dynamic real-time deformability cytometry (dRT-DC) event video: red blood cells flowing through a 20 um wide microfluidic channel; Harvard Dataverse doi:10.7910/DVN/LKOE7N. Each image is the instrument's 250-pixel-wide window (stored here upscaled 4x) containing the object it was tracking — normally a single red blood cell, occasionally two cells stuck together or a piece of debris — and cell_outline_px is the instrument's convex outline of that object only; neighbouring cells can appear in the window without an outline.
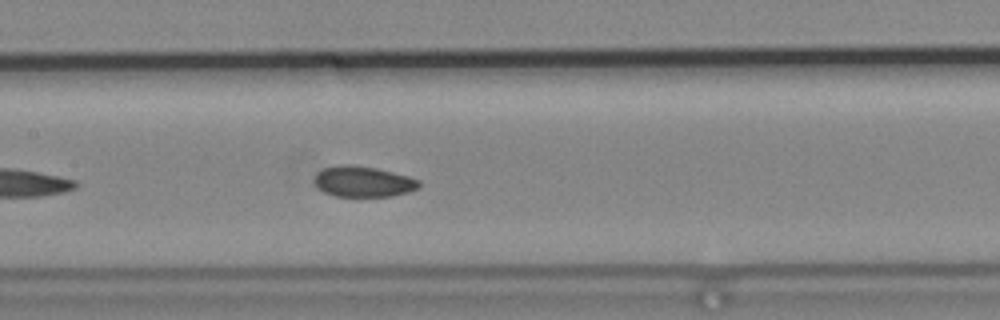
{"species": "common noctule bat (a hibernating species)", "species_latin": "Nyctalus noctula", "temperature_condition": "cold", "stored_images_in_passage": 7, "camera_frame_rate_fps": 3000, "um_per_image_px": 0.085, "animal": {"sex": "male", "body_mass_g": 19.2, "forearm_length_mm": 51.8}, "frame": {"image": 1, "passage_image": 7, "time_ms": 2.0, "image_size_px": [1000, 320], "cell_outline_px": [[420, 188], [408, 192], [392, 196], [336, 196], [324, 192], [316, 188], [312, 180], [324, 168], [336, 164], [352, 164], [376, 168], [408, 176], [420, 180]], "centroid_in_image_um": [30.86, 15.43], "position_along_channel_um": 176.5, "area_um2": 18.9}}